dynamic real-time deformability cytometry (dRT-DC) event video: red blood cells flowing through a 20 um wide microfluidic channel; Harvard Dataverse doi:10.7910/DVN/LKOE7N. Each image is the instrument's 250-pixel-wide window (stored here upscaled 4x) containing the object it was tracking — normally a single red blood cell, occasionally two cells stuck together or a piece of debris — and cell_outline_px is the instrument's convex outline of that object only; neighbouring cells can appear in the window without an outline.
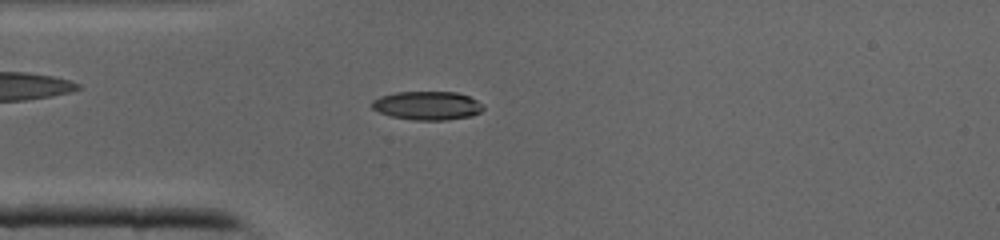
{"species": "common noctule bat (a hibernating species)", "species_latin": "Nyctalus noctula", "temperature_condition": "cold", "stored_images_in_passage": 33, "camera_frame_rate_fps": 3000, "um_per_image_px": 0.085, "animal": {"sex": "male", "body_mass_g": 19.0, "forearm_length_mm": 50.8}, "frame": {"image": 1, "passage_image": 3, "time_ms": 0.667, "image_size_px": [1000, 240], "cell_outline_px": [[484, 108], [480, 112], [472, 116], [448, 120], [412, 120], [392, 116], [380, 112], [372, 108], [372, 100], [380, 96], [396, 92], [456, 92], [468, 96], [484, 104]], "centroid_in_image_um": [36.34, 8.98], "position_along_channel_um": 48.7, "area_um2": 18.61}}
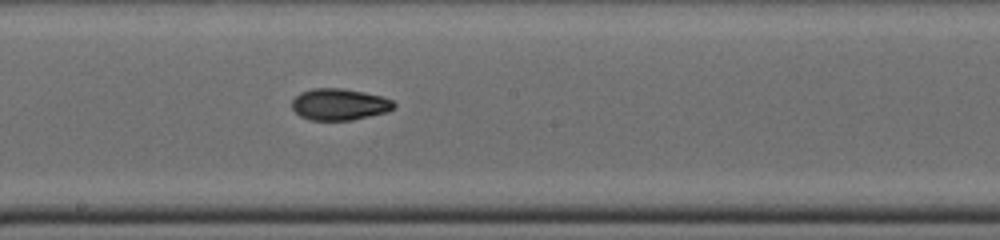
{"frame": {"image": 2, "passage_image": 14, "time_ms": 4.333, "image_size_px": [1000, 240], "cell_outline_px": [[396, 108], [388, 112], [352, 120], [312, 120], [300, 116], [292, 108], [292, 100], [300, 92], [312, 88], [340, 88], [364, 92], [380, 96], [392, 100], [396, 104]], "centroid_in_image_um": [28.86, 8.87], "position_along_channel_um": 219.3, "area_um2": 18.84}}
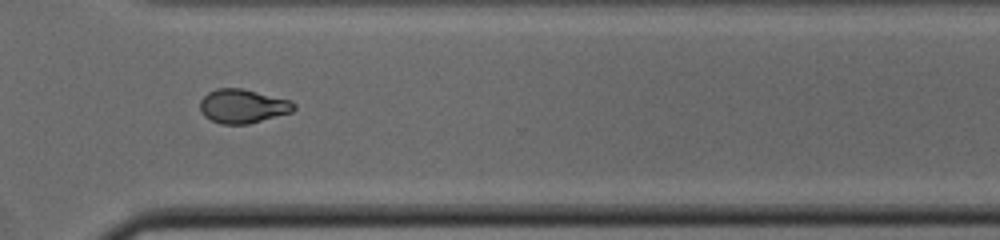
{"frame": {"image": 3, "passage_image": 22, "time_ms": 7.0, "image_size_px": [1000, 240], "cell_outline_px": [[296, 108], [292, 112], [248, 124], [220, 124], [204, 116], [200, 112], [200, 100], [208, 92], [216, 88], [240, 88], [292, 100], [296, 104]], "centroid_in_image_um": [20.64, 9.02], "position_along_channel_um": 350.0, "area_um2": 18.67}}